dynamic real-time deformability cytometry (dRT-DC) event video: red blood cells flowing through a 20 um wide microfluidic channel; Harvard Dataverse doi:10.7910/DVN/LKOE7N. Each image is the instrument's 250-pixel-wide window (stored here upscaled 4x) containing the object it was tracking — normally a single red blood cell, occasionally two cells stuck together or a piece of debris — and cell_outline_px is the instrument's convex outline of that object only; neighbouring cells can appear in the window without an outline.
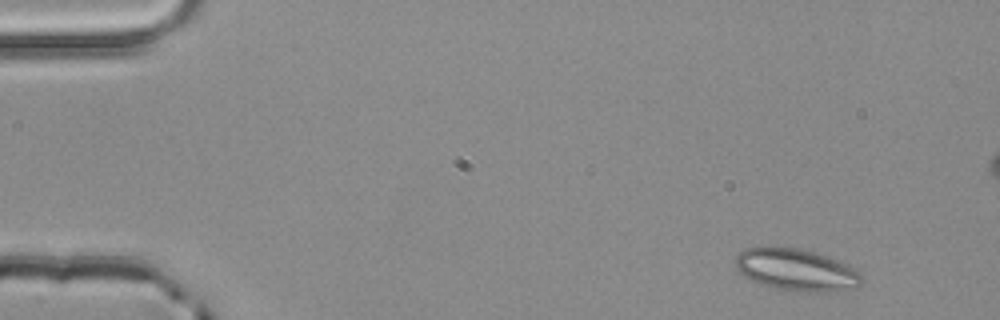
{"species": "common noctule bat (a hibernating species)", "species_latin": "Nyctalus noctula", "temperature_condition": "room temperature", "stored_images_in_passage": 4, "camera_frame_rate_fps": 3000, "um_per_image_px": 0.085, "animal": {"sex": "male", "body_mass_g": 20.4}, "frame": {"image": 1, "passage_image": 1, "time_ms": 0.0, "image_size_px": [1000, 320], "cell_outline_px": [[864, 280], [856, 288], [836, 292], [808, 292], [772, 288], [748, 280], [736, 268], [736, 256], [744, 248], [768, 244], [796, 248], [812, 252], [836, 260], [856, 268], [860, 272]], "centroid_in_image_um": [67.66, 22.93], "position_along_channel_um": 17.3, "area_um2": 31.62}}